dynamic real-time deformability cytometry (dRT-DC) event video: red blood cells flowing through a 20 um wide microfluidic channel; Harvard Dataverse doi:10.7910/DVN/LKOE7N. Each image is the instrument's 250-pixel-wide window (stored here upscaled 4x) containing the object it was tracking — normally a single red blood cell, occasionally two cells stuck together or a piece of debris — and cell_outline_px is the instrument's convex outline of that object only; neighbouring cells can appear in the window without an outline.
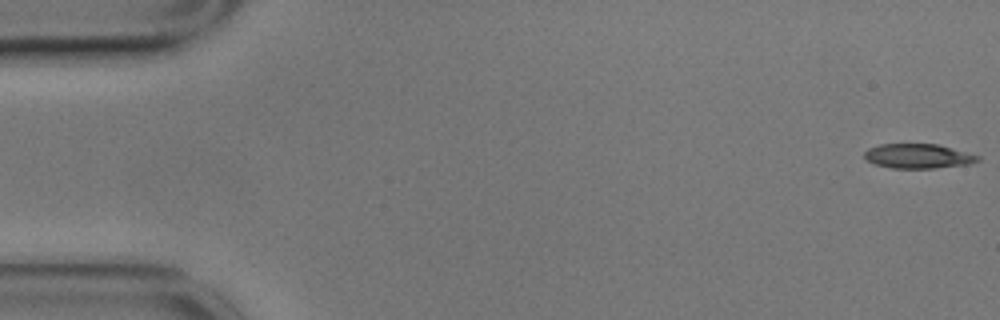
{"species": "common noctule bat (a hibernating species)", "species_latin": "Nyctalus noctula", "temperature_condition": "cold", "stored_images_in_passage": 47, "camera_frame_rate_fps": 3000, "um_per_image_px": 0.085, "animal": {"sex": "male", "body_mass_g": 17.9}, "frame": {"image": 1, "passage_image": 1, "time_ms": 0.0, "image_size_px": [1000, 320], "cell_outline_px": [[980, 160], [968, 164], [936, 168], [892, 168], [876, 164], [868, 160], [864, 156], [864, 152], [868, 148], [880, 144], [936, 144], [980, 156]], "centroid_in_image_um": [78.03, 13.27], "position_along_channel_um": 7.0, "area_um2": 16.01}}
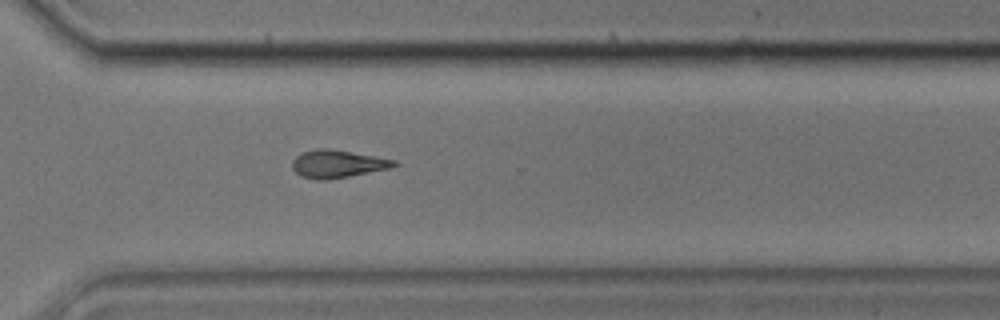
{"frame": {"image": 2, "passage_image": 41, "time_ms": 13.333, "image_size_px": [1000, 320], "cell_outline_px": [[400, 164], [392, 168], [328, 180], [316, 180], [300, 176], [292, 168], [292, 160], [300, 152], [316, 148], [328, 148], [396, 160]], "centroid_in_image_um": [28.67, 13.93], "position_along_channel_um": 341.9, "area_um2": 16.65}}
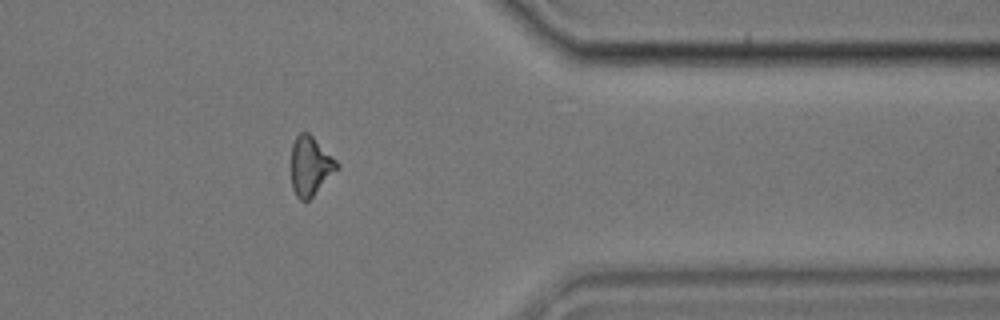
{"frame": {"image": 3, "passage_image": 46, "time_ms": 15.0, "image_size_px": [1000, 320], "cell_outline_px": [[340, 168], [308, 200], [300, 200], [296, 196], [292, 188], [292, 144], [296, 136], [300, 132], [308, 132], [340, 164]], "centroid_in_image_um": [26.39, 14.11], "position_along_channel_um": 385.0, "area_um2": 15.61}}